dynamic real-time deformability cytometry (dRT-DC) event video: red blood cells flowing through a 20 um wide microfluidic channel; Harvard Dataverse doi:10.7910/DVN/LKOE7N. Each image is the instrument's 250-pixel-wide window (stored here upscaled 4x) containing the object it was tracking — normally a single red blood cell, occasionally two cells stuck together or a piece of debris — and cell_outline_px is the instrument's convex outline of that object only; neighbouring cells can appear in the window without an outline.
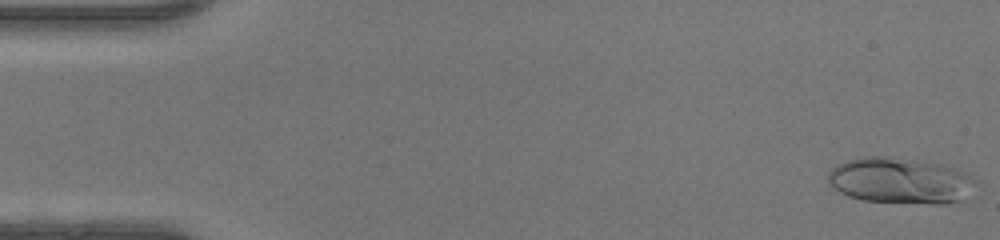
{"species": "human", "species_latin": "Homo sapiens", "temperature_condition": "warm", "stored_images_in_passage": 47, "camera_frame_rate_fps": 3000, "um_per_image_px": 0.085, "donor": {"sex": "female"}, "frame": {"image": 1, "passage_image": 1, "time_ms": 0.0, "image_size_px": [1000, 240], "cell_outline_px": [[976, 180], [964, 200], [944, 204], [936, 204], [864, 200], [848, 196], [832, 188], [828, 184], [828, 172], [832, 168], [848, 160], [872, 156], [876, 156], [920, 160], [940, 164], [956, 168], [968, 172]], "centroid_in_image_um": [76.54, 15.36], "position_along_channel_um": 8.5, "area_um2": 39.48}}
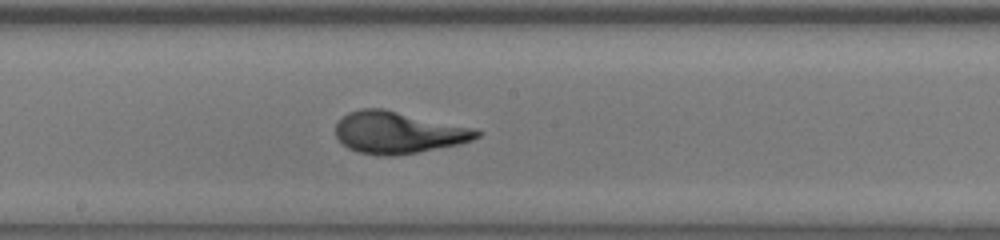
{"frame": {"image": 2, "passage_image": 25, "time_ms": 8.0, "image_size_px": [1000, 240], "cell_outline_px": [[484, 132], [480, 136], [472, 140], [460, 144], [416, 152], [392, 156], [380, 156], [356, 152], [348, 148], [336, 136], [336, 124], [348, 112], [360, 108], [384, 108], [472, 128]], "centroid_in_image_um": [33.83, 11.26], "position_along_channel_um": 214.4, "area_um2": 34.33}}
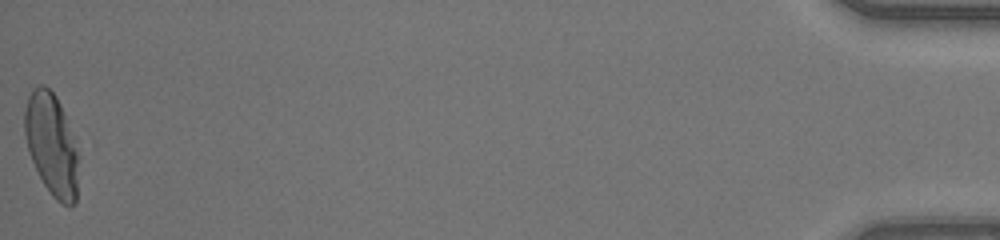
{"frame": {"image": 3, "passage_image": 47, "time_ms": 15.333, "image_size_px": [1000, 240], "cell_outline_px": [[80, 156], [76, 200], [72, 204], [60, 204], [52, 196], [44, 184], [28, 152], [24, 132], [24, 112], [28, 96], [32, 88], [40, 84], [44, 84], [56, 96], [76, 136]], "centroid_in_image_um": [4.42, 12.26], "position_along_channel_um": 430.8, "area_um2": 32.89}}